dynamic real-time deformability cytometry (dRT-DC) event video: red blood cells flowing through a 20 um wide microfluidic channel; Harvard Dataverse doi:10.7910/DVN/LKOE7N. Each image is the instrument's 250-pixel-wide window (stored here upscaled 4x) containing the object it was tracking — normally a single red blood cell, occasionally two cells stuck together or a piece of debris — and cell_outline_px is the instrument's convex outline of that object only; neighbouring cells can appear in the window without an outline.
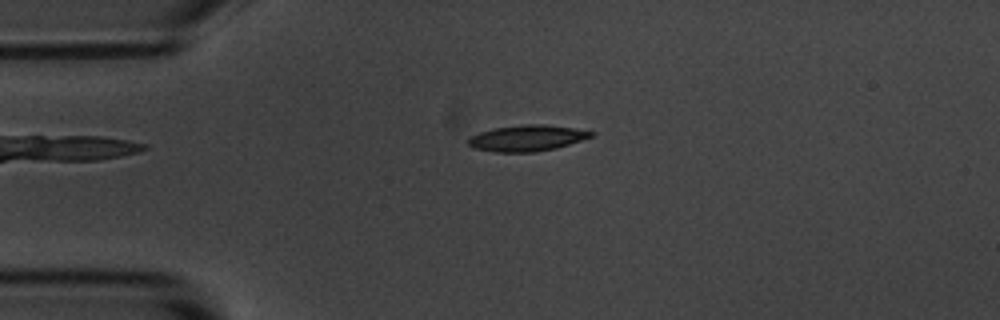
{"species": "common noctule bat (a hibernating species)", "species_latin": "Nyctalus noctula", "temperature_condition": "room temperature", "stored_images_in_passage": 2, "camera_frame_rate_fps": 3000, "um_per_image_px": 0.085, "animal": {"sex": "male", "body_mass_g": 20.1, "forearm_length_mm": 53.5}, "frame": {"image": 1, "passage_image": 2, "time_ms": 1.0, "image_size_px": [1000, 320], "cell_outline_px": [[596, 132], [592, 136], [556, 148], [532, 152], [496, 152], [472, 148], [468, 144], [468, 136], [480, 132], [496, 128], [524, 124], [540, 124], [572, 128]], "centroid_in_image_um": [44.74, 11.74], "position_along_channel_um": 40.3, "area_um2": 18.44}}